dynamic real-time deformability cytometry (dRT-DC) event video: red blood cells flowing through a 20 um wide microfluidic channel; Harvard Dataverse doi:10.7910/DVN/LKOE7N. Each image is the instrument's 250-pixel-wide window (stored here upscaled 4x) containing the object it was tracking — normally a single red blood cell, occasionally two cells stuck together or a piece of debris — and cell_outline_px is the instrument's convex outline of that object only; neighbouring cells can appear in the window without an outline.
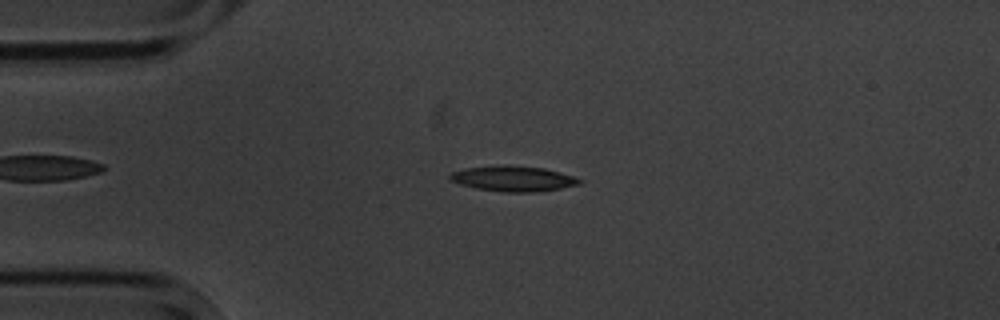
{"species": "common noctule bat (a hibernating species)", "species_latin": "Nyctalus noctula", "temperature_condition": "cold", "stored_images_in_passage": 11, "camera_frame_rate_fps": 3000, "um_per_image_px": 0.085, "animal": {"sex": "male", "body_mass_g": 20.1, "forearm_length_mm": 53.5}, "frame": {"image": 1, "passage_image": 2, "time_ms": 2.0, "image_size_px": [1000, 320], "cell_outline_px": [[584, 180], [580, 184], [560, 188], [532, 192], [504, 192], [476, 188], [460, 184], [452, 180], [448, 176], [452, 172], [468, 168], [544, 168], [560, 172]], "centroid_in_image_um": [43.68, 15.24], "position_along_channel_um": 41.3, "area_um2": 17.92}}
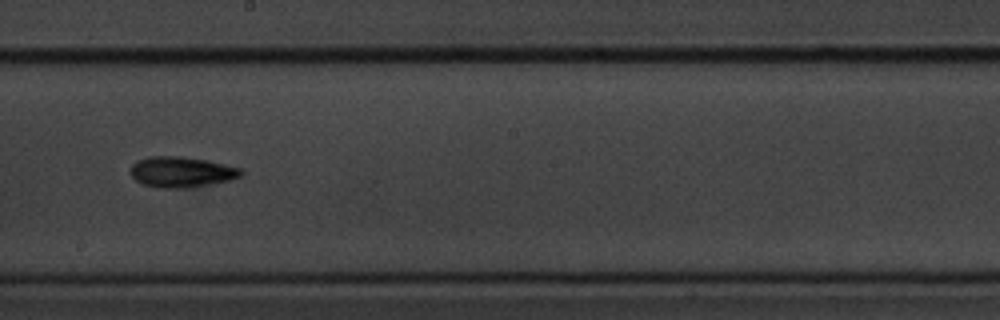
{"frame": {"image": 2, "passage_image": 7, "time_ms": 8.0, "image_size_px": [1000, 320], "cell_outline_px": [[244, 172], [240, 176], [228, 180], [208, 184], [184, 188], [160, 188], [144, 184], [136, 180], [128, 172], [132, 164], [136, 160], [148, 156], [180, 156], [204, 160], [224, 164], [240, 168]], "centroid_in_image_um": [15.36, 14.61], "position_along_channel_um": 232.8, "area_um2": 19.59}}
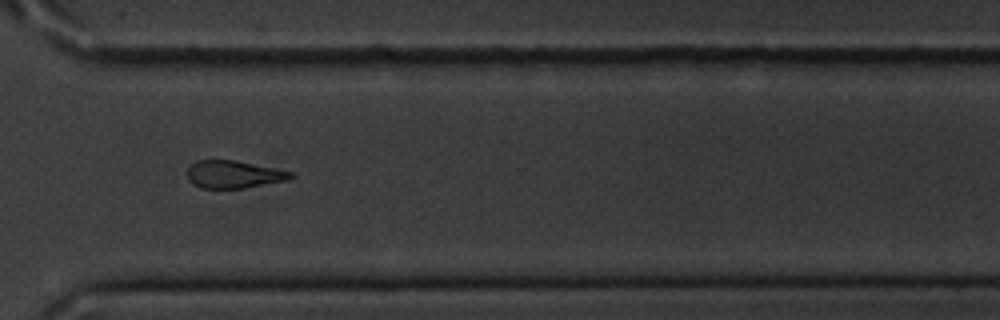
{"frame": {"image": 3, "passage_image": 10, "time_ms": 11.333, "image_size_px": [1000, 320], "cell_outline_px": [[296, 176], [288, 180], [244, 188], [200, 188], [192, 184], [188, 180], [188, 168], [196, 160], [232, 160], [292, 172]], "centroid_in_image_um": [19.84, 14.83], "position_along_channel_um": 350.8, "area_um2": 16.47}, "authors_computed_cell_mechanics": {"area_um2": 18.0336, "velocity_mm_per_s": 3.5439, "shape_relaxation_time_tau1_ms": 1.7891, "shape_relaxation_time_tau2_ms": null, "deformation_change_tau1": 0.0959, "deformation_change_tau2": null}}